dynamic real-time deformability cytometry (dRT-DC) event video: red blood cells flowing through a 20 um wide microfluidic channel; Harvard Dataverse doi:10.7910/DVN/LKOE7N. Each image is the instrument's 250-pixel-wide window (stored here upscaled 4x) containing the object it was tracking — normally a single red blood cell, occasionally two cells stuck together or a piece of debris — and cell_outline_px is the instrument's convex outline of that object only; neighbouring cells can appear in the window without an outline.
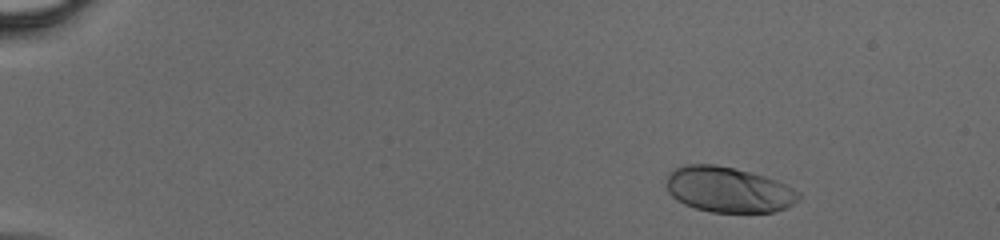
{"species": "human", "species_latin": "Homo sapiens", "temperature_condition": "cold", "stored_images_in_passage": 43, "camera_frame_rate_fps": 3000, "um_per_image_px": 0.085, "donor": {"sex": "male"}, "frame": {"image": 1, "passage_image": 2, "time_ms": 0.333, "image_size_px": [1000, 240], "cell_outline_px": [[800, 200], [776, 212], [712, 212], [696, 208], [684, 204], [676, 200], [668, 192], [668, 172], [676, 168], [688, 164], [716, 164], [764, 176], [776, 180], [800, 192]], "centroid_in_image_um": [61.92, 16.12], "position_along_channel_um": 23.1, "area_um2": 34.85}}
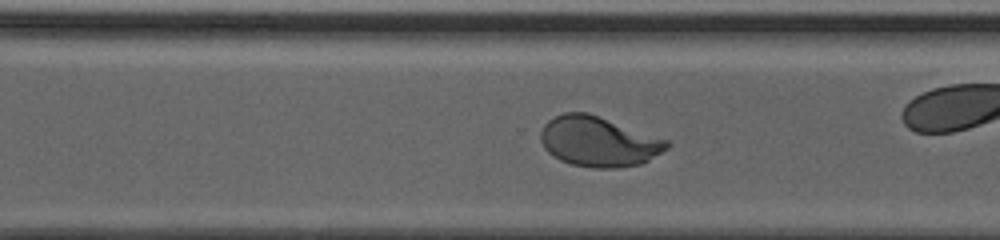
{"frame": {"image": 2, "passage_image": 30, "time_ms": 9.667, "image_size_px": [1000, 240], "cell_outline_px": [[672, 144], [668, 148], [648, 160], [640, 164], [616, 168], [592, 168], [572, 164], [560, 160], [552, 156], [544, 148], [540, 140], [540, 132], [544, 124], [548, 120], [564, 112], [588, 112], [672, 140]], "centroid_in_image_um": [50.9, 12.02], "position_along_channel_um": 319.7, "area_um2": 37.34}}
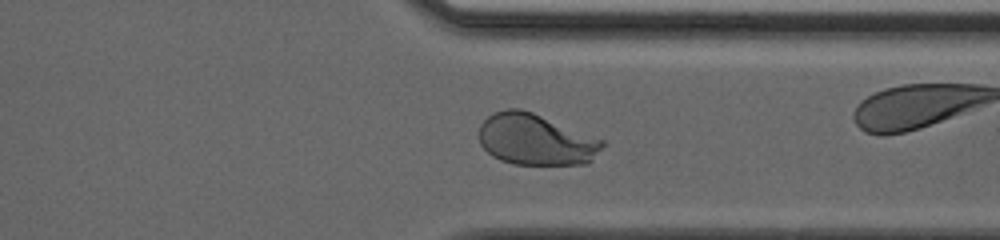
{"frame": {"image": 3, "passage_image": 33, "time_ms": 10.667, "image_size_px": [1000, 240], "cell_outline_px": [[604, 144], [592, 160], [584, 164], [512, 164], [500, 160], [492, 156], [480, 144], [480, 124], [492, 112], [508, 108], [520, 108], [532, 112], [604, 140]], "centroid_in_image_um": [45.51, 11.86], "position_along_channel_um": 365.9, "area_um2": 36.65}}